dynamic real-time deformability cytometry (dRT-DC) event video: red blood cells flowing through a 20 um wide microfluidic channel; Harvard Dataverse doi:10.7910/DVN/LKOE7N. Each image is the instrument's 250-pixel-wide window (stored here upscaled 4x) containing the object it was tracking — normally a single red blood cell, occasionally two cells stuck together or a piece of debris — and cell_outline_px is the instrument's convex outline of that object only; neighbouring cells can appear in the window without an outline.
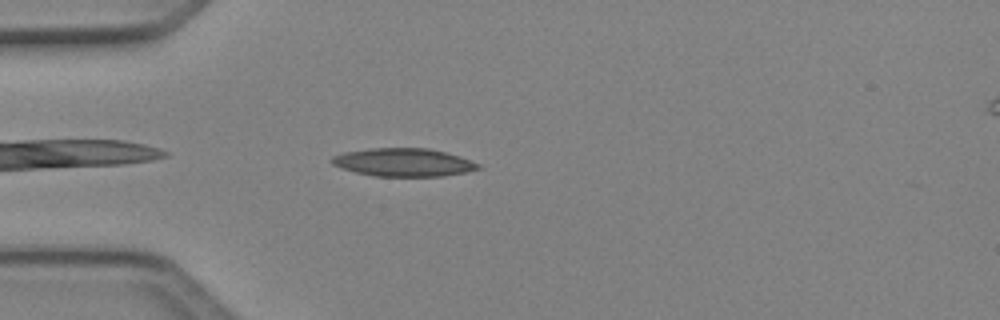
{"species": "Egyptian fruit bat (a non-hibernating species)", "species_latin": "Rousettus aegyptiacus", "temperature_condition": "cold", "stored_images_in_passage": 2, "camera_frame_rate_fps": 3000, "um_per_image_px": 0.085, "animal": {"sex": "female"}, "frame": {"image": 1, "passage_image": 2, "time_ms": 0.333, "image_size_px": [1000, 320], "cell_outline_px": [[480, 168], [464, 172], [444, 176], [376, 176], [356, 172], [340, 168], [332, 164], [328, 160], [332, 156], [344, 152], [372, 148], [428, 148], [460, 156], [480, 164]], "centroid_in_image_um": [34.25, 13.79], "position_along_channel_um": 50.7, "area_um2": 23.93}}